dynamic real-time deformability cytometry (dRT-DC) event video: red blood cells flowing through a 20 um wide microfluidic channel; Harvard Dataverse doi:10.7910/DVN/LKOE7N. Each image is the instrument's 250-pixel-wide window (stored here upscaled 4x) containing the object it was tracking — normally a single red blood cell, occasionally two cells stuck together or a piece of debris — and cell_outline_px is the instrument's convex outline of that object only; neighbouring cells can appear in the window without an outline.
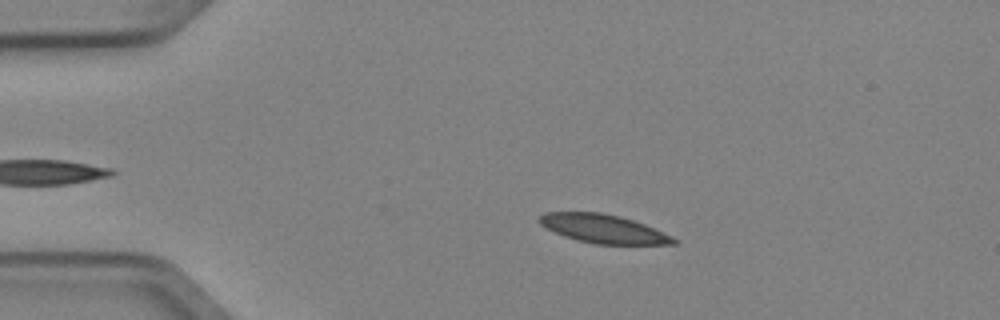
{"species": "Egyptian fruit bat (a non-hibernating species)", "species_latin": "Rousettus aegyptiacus", "temperature_condition": "cold", "stored_images_in_passage": 3, "camera_frame_rate_fps": 3000, "um_per_image_px": 0.085, "animal": {"sex": "female"}, "frame": {"image": 1, "passage_image": 2, "time_ms": 0.333, "image_size_px": [1000, 320], "cell_outline_px": [[680, 240], [676, 244], [596, 244], [564, 236], [540, 224], [536, 220], [536, 216], [544, 212], [600, 212], [620, 216], [644, 224], [672, 236]], "centroid_in_image_um": [51.27, 19.43], "position_along_channel_um": 33.7, "area_um2": 22.31}}